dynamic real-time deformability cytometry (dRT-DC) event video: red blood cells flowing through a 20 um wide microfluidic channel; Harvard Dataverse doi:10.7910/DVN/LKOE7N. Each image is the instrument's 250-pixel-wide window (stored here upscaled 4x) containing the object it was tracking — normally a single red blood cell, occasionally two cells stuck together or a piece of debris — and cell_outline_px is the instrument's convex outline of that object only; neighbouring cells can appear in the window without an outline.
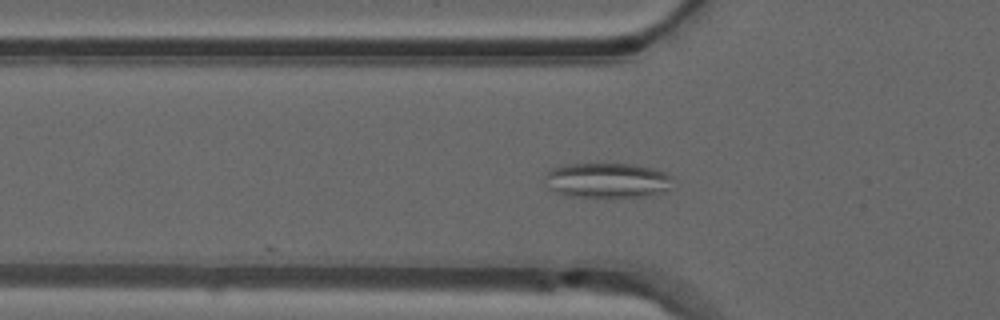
{"species": "common noctule bat (a hibernating species)", "species_latin": "Nyctalus noctula", "temperature_condition": "warm", "stored_images_in_passage": 13, "camera_frame_rate_fps": 3000, "um_per_image_px": 0.085, "animal": {"sex": "male", "forearm_length_mm": 52.5}, "frame": {"image": 1, "passage_image": 4, "time_ms": 1.0, "image_size_px": [1000, 320], "cell_outline_px": [[672, 176], [668, 188], [652, 196], [568, 196], [548, 188], [544, 184], [544, 176], [552, 168], [560, 164], [632, 164], [652, 168], [664, 172]], "centroid_in_image_um": [51.55, 15.31], "position_along_channel_um": 74.2, "area_um2": 25.89}}